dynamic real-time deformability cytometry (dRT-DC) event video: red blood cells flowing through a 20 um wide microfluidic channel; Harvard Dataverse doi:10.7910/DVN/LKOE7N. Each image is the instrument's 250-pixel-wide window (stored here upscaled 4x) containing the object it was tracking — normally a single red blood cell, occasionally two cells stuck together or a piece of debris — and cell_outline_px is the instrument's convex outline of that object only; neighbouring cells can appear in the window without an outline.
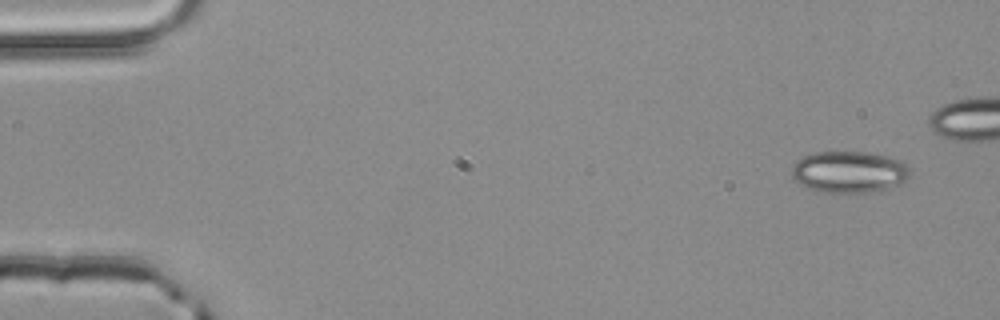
{"species": "common noctule bat (a hibernating species)", "species_latin": "Nyctalus noctula", "temperature_condition": "room temperature", "stored_images_in_passage": 44, "camera_frame_rate_fps": 3000, "um_per_image_px": 0.085, "animal": {"sex": "male", "body_mass_g": 20.4}, "frame": {"image": 1, "passage_image": 1, "time_ms": 0.0, "image_size_px": [1000, 320], "cell_outline_px": [[912, 176], [908, 180], [900, 184], [888, 188], [868, 192], [824, 192], [812, 188], [796, 180], [792, 176], [792, 168], [796, 160], [800, 156], [812, 152], [864, 152], [884, 156], [900, 160], [908, 168]], "centroid_in_image_um": [72.19, 14.6], "position_along_channel_um": 12.8, "area_um2": 28.44}}
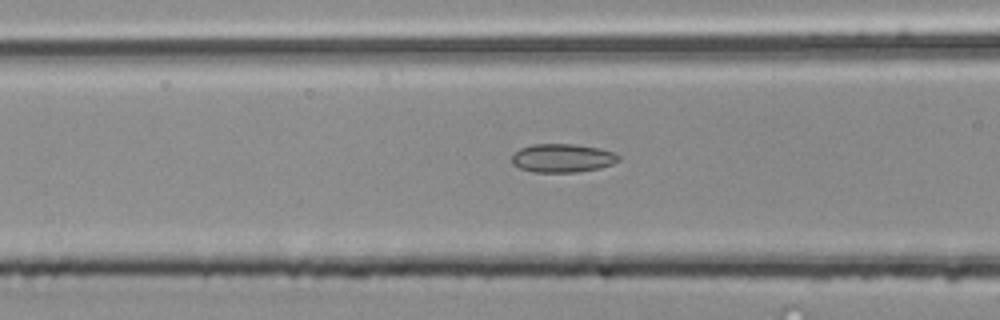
{"frame": {"image": 2, "passage_image": 19, "time_ms": 6.0, "image_size_px": [1000, 320], "cell_outline_px": [[620, 160], [612, 164], [600, 168], [576, 172], [532, 172], [520, 168], [512, 164], [512, 156], [520, 148], [532, 144], [572, 144], [600, 148], [616, 152], [620, 156]], "centroid_in_image_um": [47.83, 13.43], "position_along_channel_um": 118.8, "area_um2": 17.86}}
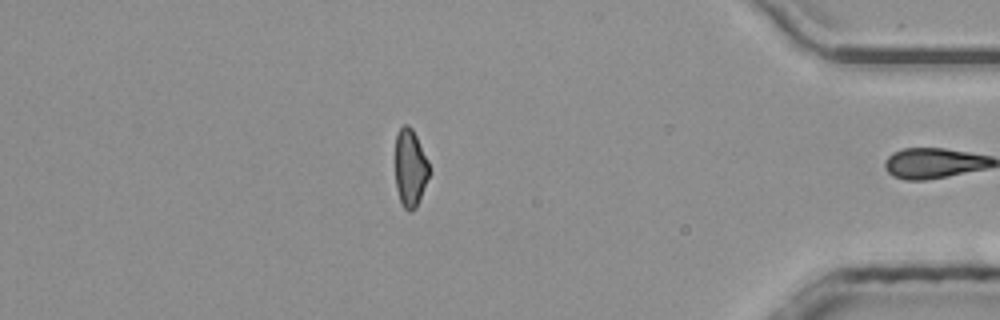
{"frame": {"image": 3, "passage_image": 43, "time_ms": 14.0, "image_size_px": [1000, 320], "cell_outline_px": [[428, 176], [416, 208], [408, 212], [404, 208], [400, 200], [396, 188], [396, 132], [404, 124], [408, 124], [412, 128], [428, 160]], "centroid_in_image_um": [34.85, 14.26], "position_along_channel_um": 400.4, "area_um2": 15.09}, "authors_computed_cell_mechanics": {"area_um2": 17.1955, "velocity_mm_per_s": 4.0277, "shape_relaxation_time_tau1_ms": null, "shape_relaxation_time_tau2_ms": 2.4025, "deformation_change_tau1": null, "deformation_change_tau2": 0.0805}}